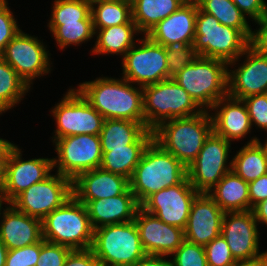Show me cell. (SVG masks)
I'll return each instance as SVG.
<instances>
[{
    "instance_id": "obj_26",
    "label": "cell",
    "mask_w": 267,
    "mask_h": 266,
    "mask_svg": "<svg viewBox=\"0 0 267 266\" xmlns=\"http://www.w3.org/2000/svg\"><path fill=\"white\" fill-rule=\"evenodd\" d=\"M99 137L102 148H127L129 144H149L153 131L145 123L105 119Z\"/></svg>"
},
{
    "instance_id": "obj_29",
    "label": "cell",
    "mask_w": 267,
    "mask_h": 266,
    "mask_svg": "<svg viewBox=\"0 0 267 266\" xmlns=\"http://www.w3.org/2000/svg\"><path fill=\"white\" fill-rule=\"evenodd\" d=\"M184 0H131L132 20L146 35L157 23L177 11Z\"/></svg>"
},
{
    "instance_id": "obj_32",
    "label": "cell",
    "mask_w": 267,
    "mask_h": 266,
    "mask_svg": "<svg viewBox=\"0 0 267 266\" xmlns=\"http://www.w3.org/2000/svg\"><path fill=\"white\" fill-rule=\"evenodd\" d=\"M91 16L94 30L122 24H135L132 20L131 0L91 2Z\"/></svg>"
},
{
    "instance_id": "obj_11",
    "label": "cell",
    "mask_w": 267,
    "mask_h": 266,
    "mask_svg": "<svg viewBox=\"0 0 267 266\" xmlns=\"http://www.w3.org/2000/svg\"><path fill=\"white\" fill-rule=\"evenodd\" d=\"M54 143L58 159L53 158V167H58L57 173L72 181L80 173L100 167L103 153L99 135L66 136Z\"/></svg>"
},
{
    "instance_id": "obj_46",
    "label": "cell",
    "mask_w": 267,
    "mask_h": 266,
    "mask_svg": "<svg viewBox=\"0 0 267 266\" xmlns=\"http://www.w3.org/2000/svg\"><path fill=\"white\" fill-rule=\"evenodd\" d=\"M244 15H248L254 21L267 9L264 0H232Z\"/></svg>"
},
{
    "instance_id": "obj_43",
    "label": "cell",
    "mask_w": 267,
    "mask_h": 266,
    "mask_svg": "<svg viewBox=\"0 0 267 266\" xmlns=\"http://www.w3.org/2000/svg\"><path fill=\"white\" fill-rule=\"evenodd\" d=\"M63 266H101L91 248L71 250Z\"/></svg>"
},
{
    "instance_id": "obj_5",
    "label": "cell",
    "mask_w": 267,
    "mask_h": 266,
    "mask_svg": "<svg viewBox=\"0 0 267 266\" xmlns=\"http://www.w3.org/2000/svg\"><path fill=\"white\" fill-rule=\"evenodd\" d=\"M227 67L228 63L223 60L198 56L174 79L202 109L211 110L216 102L228 95Z\"/></svg>"
},
{
    "instance_id": "obj_41",
    "label": "cell",
    "mask_w": 267,
    "mask_h": 266,
    "mask_svg": "<svg viewBox=\"0 0 267 266\" xmlns=\"http://www.w3.org/2000/svg\"><path fill=\"white\" fill-rule=\"evenodd\" d=\"M6 0H0V55L3 53L6 45L20 31L13 13L7 6Z\"/></svg>"
},
{
    "instance_id": "obj_13",
    "label": "cell",
    "mask_w": 267,
    "mask_h": 266,
    "mask_svg": "<svg viewBox=\"0 0 267 266\" xmlns=\"http://www.w3.org/2000/svg\"><path fill=\"white\" fill-rule=\"evenodd\" d=\"M72 195V180L56 173L31 185L11 204L18 211L42 220L53 210L61 207Z\"/></svg>"
},
{
    "instance_id": "obj_22",
    "label": "cell",
    "mask_w": 267,
    "mask_h": 266,
    "mask_svg": "<svg viewBox=\"0 0 267 266\" xmlns=\"http://www.w3.org/2000/svg\"><path fill=\"white\" fill-rule=\"evenodd\" d=\"M129 188V180L101 167L80 173L72 181L73 196L81 203L114 197Z\"/></svg>"
},
{
    "instance_id": "obj_44",
    "label": "cell",
    "mask_w": 267,
    "mask_h": 266,
    "mask_svg": "<svg viewBox=\"0 0 267 266\" xmlns=\"http://www.w3.org/2000/svg\"><path fill=\"white\" fill-rule=\"evenodd\" d=\"M255 22L260 27L257 32L252 31L250 46L258 52L267 54V9Z\"/></svg>"
},
{
    "instance_id": "obj_3",
    "label": "cell",
    "mask_w": 267,
    "mask_h": 266,
    "mask_svg": "<svg viewBox=\"0 0 267 266\" xmlns=\"http://www.w3.org/2000/svg\"><path fill=\"white\" fill-rule=\"evenodd\" d=\"M212 119L208 110L161 123L153 130V140L186 167L195 160L211 134Z\"/></svg>"
},
{
    "instance_id": "obj_33",
    "label": "cell",
    "mask_w": 267,
    "mask_h": 266,
    "mask_svg": "<svg viewBox=\"0 0 267 266\" xmlns=\"http://www.w3.org/2000/svg\"><path fill=\"white\" fill-rule=\"evenodd\" d=\"M197 4L203 12L213 15L223 25L238 29L250 41L252 30L232 0H199Z\"/></svg>"
},
{
    "instance_id": "obj_27",
    "label": "cell",
    "mask_w": 267,
    "mask_h": 266,
    "mask_svg": "<svg viewBox=\"0 0 267 266\" xmlns=\"http://www.w3.org/2000/svg\"><path fill=\"white\" fill-rule=\"evenodd\" d=\"M207 194L224 212L250 211L248 183L232 170L226 173Z\"/></svg>"
},
{
    "instance_id": "obj_8",
    "label": "cell",
    "mask_w": 267,
    "mask_h": 266,
    "mask_svg": "<svg viewBox=\"0 0 267 266\" xmlns=\"http://www.w3.org/2000/svg\"><path fill=\"white\" fill-rule=\"evenodd\" d=\"M91 249L101 266H133L147 255L134 220L94 229Z\"/></svg>"
},
{
    "instance_id": "obj_7",
    "label": "cell",
    "mask_w": 267,
    "mask_h": 266,
    "mask_svg": "<svg viewBox=\"0 0 267 266\" xmlns=\"http://www.w3.org/2000/svg\"><path fill=\"white\" fill-rule=\"evenodd\" d=\"M249 45L250 41L238 29L221 24L198 7L193 42L198 56L220 59L232 66Z\"/></svg>"
},
{
    "instance_id": "obj_17",
    "label": "cell",
    "mask_w": 267,
    "mask_h": 266,
    "mask_svg": "<svg viewBox=\"0 0 267 266\" xmlns=\"http://www.w3.org/2000/svg\"><path fill=\"white\" fill-rule=\"evenodd\" d=\"M257 229V221L252 210L225 212L221 235L226 240L230 252L237 262L252 259L262 254L259 253Z\"/></svg>"
},
{
    "instance_id": "obj_18",
    "label": "cell",
    "mask_w": 267,
    "mask_h": 266,
    "mask_svg": "<svg viewBox=\"0 0 267 266\" xmlns=\"http://www.w3.org/2000/svg\"><path fill=\"white\" fill-rule=\"evenodd\" d=\"M139 237L147 255H172L184 239V229L164 223L141 207L135 219Z\"/></svg>"
},
{
    "instance_id": "obj_37",
    "label": "cell",
    "mask_w": 267,
    "mask_h": 266,
    "mask_svg": "<svg viewBox=\"0 0 267 266\" xmlns=\"http://www.w3.org/2000/svg\"><path fill=\"white\" fill-rule=\"evenodd\" d=\"M168 79L174 78L183 68L191 64L198 54L191 45H169L165 47Z\"/></svg>"
},
{
    "instance_id": "obj_9",
    "label": "cell",
    "mask_w": 267,
    "mask_h": 266,
    "mask_svg": "<svg viewBox=\"0 0 267 266\" xmlns=\"http://www.w3.org/2000/svg\"><path fill=\"white\" fill-rule=\"evenodd\" d=\"M51 112L57 124L53 142L79 134L99 135L105 120L78 89H69Z\"/></svg>"
},
{
    "instance_id": "obj_20",
    "label": "cell",
    "mask_w": 267,
    "mask_h": 266,
    "mask_svg": "<svg viewBox=\"0 0 267 266\" xmlns=\"http://www.w3.org/2000/svg\"><path fill=\"white\" fill-rule=\"evenodd\" d=\"M242 55H247L246 62L234 71H228V95L242 100L267 93V54L249 45Z\"/></svg>"
},
{
    "instance_id": "obj_50",
    "label": "cell",
    "mask_w": 267,
    "mask_h": 266,
    "mask_svg": "<svg viewBox=\"0 0 267 266\" xmlns=\"http://www.w3.org/2000/svg\"><path fill=\"white\" fill-rule=\"evenodd\" d=\"M252 211L257 223L260 222L267 225V200L259 202Z\"/></svg>"
},
{
    "instance_id": "obj_47",
    "label": "cell",
    "mask_w": 267,
    "mask_h": 266,
    "mask_svg": "<svg viewBox=\"0 0 267 266\" xmlns=\"http://www.w3.org/2000/svg\"><path fill=\"white\" fill-rule=\"evenodd\" d=\"M41 240L35 244L22 247L23 266H36L40 255Z\"/></svg>"
},
{
    "instance_id": "obj_39",
    "label": "cell",
    "mask_w": 267,
    "mask_h": 266,
    "mask_svg": "<svg viewBox=\"0 0 267 266\" xmlns=\"http://www.w3.org/2000/svg\"><path fill=\"white\" fill-rule=\"evenodd\" d=\"M208 266H236L237 261L232 256L226 240L219 235L205 247Z\"/></svg>"
},
{
    "instance_id": "obj_55",
    "label": "cell",
    "mask_w": 267,
    "mask_h": 266,
    "mask_svg": "<svg viewBox=\"0 0 267 266\" xmlns=\"http://www.w3.org/2000/svg\"><path fill=\"white\" fill-rule=\"evenodd\" d=\"M3 201L6 202V200L4 198L2 187L0 186V213H1V210L3 208L2 207ZM0 216H1V214H0Z\"/></svg>"
},
{
    "instance_id": "obj_10",
    "label": "cell",
    "mask_w": 267,
    "mask_h": 266,
    "mask_svg": "<svg viewBox=\"0 0 267 266\" xmlns=\"http://www.w3.org/2000/svg\"><path fill=\"white\" fill-rule=\"evenodd\" d=\"M231 142L213 131L206 138L202 149L195 160L187 167V178L198 193H208L231 171L226 165Z\"/></svg>"
},
{
    "instance_id": "obj_2",
    "label": "cell",
    "mask_w": 267,
    "mask_h": 266,
    "mask_svg": "<svg viewBox=\"0 0 267 266\" xmlns=\"http://www.w3.org/2000/svg\"><path fill=\"white\" fill-rule=\"evenodd\" d=\"M187 167L152 140L129 180V188L141 205L150 195L181 183Z\"/></svg>"
},
{
    "instance_id": "obj_38",
    "label": "cell",
    "mask_w": 267,
    "mask_h": 266,
    "mask_svg": "<svg viewBox=\"0 0 267 266\" xmlns=\"http://www.w3.org/2000/svg\"><path fill=\"white\" fill-rule=\"evenodd\" d=\"M171 266H208L203 246L184 240L173 253Z\"/></svg>"
},
{
    "instance_id": "obj_35",
    "label": "cell",
    "mask_w": 267,
    "mask_h": 266,
    "mask_svg": "<svg viewBox=\"0 0 267 266\" xmlns=\"http://www.w3.org/2000/svg\"><path fill=\"white\" fill-rule=\"evenodd\" d=\"M52 8L48 23L51 32L62 25V22L92 20L91 2L88 0H55Z\"/></svg>"
},
{
    "instance_id": "obj_6",
    "label": "cell",
    "mask_w": 267,
    "mask_h": 266,
    "mask_svg": "<svg viewBox=\"0 0 267 266\" xmlns=\"http://www.w3.org/2000/svg\"><path fill=\"white\" fill-rule=\"evenodd\" d=\"M142 88L143 114L149 130L153 131L167 120L189 117L204 111L174 78Z\"/></svg>"
},
{
    "instance_id": "obj_1",
    "label": "cell",
    "mask_w": 267,
    "mask_h": 266,
    "mask_svg": "<svg viewBox=\"0 0 267 266\" xmlns=\"http://www.w3.org/2000/svg\"><path fill=\"white\" fill-rule=\"evenodd\" d=\"M123 79L108 77L81 83L77 88L105 119L145 123L143 88Z\"/></svg>"
},
{
    "instance_id": "obj_14",
    "label": "cell",
    "mask_w": 267,
    "mask_h": 266,
    "mask_svg": "<svg viewBox=\"0 0 267 266\" xmlns=\"http://www.w3.org/2000/svg\"><path fill=\"white\" fill-rule=\"evenodd\" d=\"M40 40L20 30L6 45L0 57L6 61L28 84L50 72V59L46 47ZM45 47V48H44Z\"/></svg>"
},
{
    "instance_id": "obj_24",
    "label": "cell",
    "mask_w": 267,
    "mask_h": 266,
    "mask_svg": "<svg viewBox=\"0 0 267 266\" xmlns=\"http://www.w3.org/2000/svg\"><path fill=\"white\" fill-rule=\"evenodd\" d=\"M85 206L93 229L131 222L141 207L130 188L114 197L91 200Z\"/></svg>"
},
{
    "instance_id": "obj_31",
    "label": "cell",
    "mask_w": 267,
    "mask_h": 266,
    "mask_svg": "<svg viewBox=\"0 0 267 266\" xmlns=\"http://www.w3.org/2000/svg\"><path fill=\"white\" fill-rule=\"evenodd\" d=\"M149 144H129L127 148H102L100 167L130 180L145 148Z\"/></svg>"
},
{
    "instance_id": "obj_40",
    "label": "cell",
    "mask_w": 267,
    "mask_h": 266,
    "mask_svg": "<svg viewBox=\"0 0 267 266\" xmlns=\"http://www.w3.org/2000/svg\"><path fill=\"white\" fill-rule=\"evenodd\" d=\"M72 249L59 244H53L41 239L40 255L36 266H63L66 257Z\"/></svg>"
},
{
    "instance_id": "obj_58",
    "label": "cell",
    "mask_w": 267,
    "mask_h": 266,
    "mask_svg": "<svg viewBox=\"0 0 267 266\" xmlns=\"http://www.w3.org/2000/svg\"><path fill=\"white\" fill-rule=\"evenodd\" d=\"M263 146L265 147V149L267 151V140H266V142H265V144Z\"/></svg>"
},
{
    "instance_id": "obj_48",
    "label": "cell",
    "mask_w": 267,
    "mask_h": 266,
    "mask_svg": "<svg viewBox=\"0 0 267 266\" xmlns=\"http://www.w3.org/2000/svg\"><path fill=\"white\" fill-rule=\"evenodd\" d=\"M163 257L165 258L166 256L146 255L133 266H171V261H168Z\"/></svg>"
},
{
    "instance_id": "obj_21",
    "label": "cell",
    "mask_w": 267,
    "mask_h": 266,
    "mask_svg": "<svg viewBox=\"0 0 267 266\" xmlns=\"http://www.w3.org/2000/svg\"><path fill=\"white\" fill-rule=\"evenodd\" d=\"M197 10V3H184L177 11L157 23L146 36L164 47L193 44Z\"/></svg>"
},
{
    "instance_id": "obj_30",
    "label": "cell",
    "mask_w": 267,
    "mask_h": 266,
    "mask_svg": "<svg viewBox=\"0 0 267 266\" xmlns=\"http://www.w3.org/2000/svg\"><path fill=\"white\" fill-rule=\"evenodd\" d=\"M99 31V32H98ZM97 35L94 54H120L124 56L126 52L135 45L134 33H140L136 24H122L104 29L94 30Z\"/></svg>"
},
{
    "instance_id": "obj_15",
    "label": "cell",
    "mask_w": 267,
    "mask_h": 266,
    "mask_svg": "<svg viewBox=\"0 0 267 266\" xmlns=\"http://www.w3.org/2000/svg\"><path fill=\"white\" fill-rule=\"evenodd\" d=\"M198 194L186 177L181 183L150 195L141 208L164 223L185 229L191 204Z\"/></svg>"
},
{
    "instance_id": "obj_51",
    "label": "cell",
    "mask_w": 267,
    "mask_h": 266,
    "mask_svg": "<svg viewBox=\"0 0 267 266\" xmlns=\"http://www.w3.org/2000/svg\"><path fill=\"white\" fill-rule=\"evenodd\" d=\"M236 266H267V251L258 257L238 261Z\"/></svg>"
},
{
    "instance_id": "obj_28",
    "label": "cell",
    "mask_w": 267,
    "mask_h": 266,
    "mask_svg": "<svg viewBox=\"0 0 267 266\" xmlns=\"http://www.w3.org/2000/svg\"><path fill=\"white\" fill-rule=\"evenodd\" d=\"M231 170L247 183L267 174V151L256 137L233 157Z\"/></svg>"
},
{
    "instance_id": "obj_19",
    "label": "cell",
    "mask_w": 267,
    "mask_h": 266,
    "mask_svg": "<svg viewBox=\"0 0 267 266\" xmlns=\"http://www.w3.org/2000/svg\"><path fill=\"white\" fill-rule=\"evenodd\" d=\"M224 214L207 193H199L191 204L184 239L205 247L221 235Z\"/></svg>"
},
{
    "instance_id": "obj_49",
    "label": "cell",
    "mask_w": 267,
    "mask_h": 266,
    "mask_svg": "<svg viewBox=\"0 0 267 266\" xmlns=\"http://www.w3.org/2000/svg\"><path fill=\"white\" fill-rule=\"evenodd\" d=\"M5 266H23L22 248L8 250Z\"/></svg>"
},
{
    "instance_id": "obj_42",
    "label": "cell",
    "mask_w": 267,
    "mask_h": 266,
    "mask_svg": "<svg viewBox=\"0 0 267 266\" xmlns=\"http://www.w3.org/2000/svg\"><path fill=\"white\" fill-rule=\"evenodd\" d=\"M242 100L248 109L251 126L255 123L267 131V93L250 95Z\"/></svg>"
},
{
    "instance_id": "obj_57",
    "label": "cell",
    "mask_w": 267,
    "mask_h": 266,
    "mask_svg": "<svg viewBox=\"0 0 267 266\" xmlns=\"http://www.w3.org/2000/svg\"><path fill=\"white\" fill-rule=\"evenodd\" d=\"M6 110H4L1 106H0V114H2L3 112H5Z\"/></svg>"
},
{
    "instance_id": "obj_23",
    "label": "cell",
    "mask_w": 267,
    "mask_h": 266,
    "mask_svg": "<svg viewBox=\"0 0 267 266\" xmlns=\"http://www.w3.org/2000/svg\"><path fill=\"white\" fill-rule=\"evenodd\" d=\"M0 240L8 250L35 244L42 239V220L18 211L11 203L3 209Z\"/></svg>"
},
{
    "instance_id": "obj_45",
    "label": "cell",
    "mask_w": 267,
    "mask_h": 266,
    "mask_svg": "<svg viewBox=\"0 0 267 266\" xmlns=\"http://www.w3.org/2000/svg\"><path fill=\"white\" fill-rule=\"evenodd\" d=\"M248 192L250 198V210H252L259 202L267 200V174L248 183Z\"/></svg>"
},
{
    "instance_id": "obj_34",
    "label": "cell",
    "mask_w": 267,
    "mask_h": 266,
    "mask_svg": "<svg viewBox=\"0 0 267 266\" xmlns=\"http://www.w3.org/2000/svg\"><path fill=\"white\" fill-rule=\"evenodd\" d=\"M28 84L0 57V106L11 109L29 90Z\"/></svg>"
},
{
    "instance_id": "obj_25",
    "label": "cell",
    "mask_w": 267,
    "mask_h": 266,
    "mask_svg": "<svg viewBox=\"0 0 267 266\" xmlns=\"http://www.w3.org/2000/svg\"><path fill=\"white\" fill-rule=\"evenodd\" d=\"M211 109H217L211 115L213 132L230 142L244 138L252 129L248 109L241 99L226 95Z\"/></svg>"
},
{
    "instance_id": "obj_12",
    "label": "cell",
    "mask_w": 267,
    "mask_h": 266,
    "mask_svg": "<svg viewBox=\"0 0 267 266\" xmlns=\"http://www.w3.org/2000/svg\"><path fill=\"white\" fill-rule=\"evenodd\" d=\"M139 43V48L132 46L122 57V78L141 87L168 79L165 47L146 35Z\"/></svg>"
},
{
    "instance_id": "obj_54",
    "label": "cell",
    "mask_w": 267,
    "mask_h": 266,
    "mask_svg": "<svg viewBox=\"0 0 267 266\" xmlns=\"http://www.w3.org/2000/svg\"><path fill=\"white\" fill-rule=\"evenodd\" d=\"M7 252L8 249L6 248L5 244L0 240V266H5Z\"/></svg>"
},
{
    "instance_id": "obj_56",
    "label": "cell",
    "mask_w": 267,
    "mask_h": 266,
    "mask_svg": "<svg viewBox=\"0 0 267 266\" xmlns=\"http://www.w3.org/2000/svg\"><path fill=\"white\" fill-rule=\"evenodd\" d=\"M186 3H197L199 0H184Z\"/></svg>"
},
{
    "instance_id": "obj_4",
    "label": "cell",
    "mask_w": 267,
    "mask_h": 266,
    "mask_svg": "<svg viewBox=\"0 0 267 266\" xmlns=\"http://www.w3.org/2000/svg\"><path fill=\"white\" fill-rule=\"evenodd\" d=\"M93 234L94 229L85 204L73 195L42 219V238L72 250L91 248Z\"/></svg>"
},
{
    "instance_id": "obj_53",
    "label": "cell",
    "mask_w": 267,
    "mask_h": 266,
    "mask_svg": "<svg viewBox=\"0 0 267 266\" xmlns=\"http://www.w3.org/2000/svg\"><path fill=\"white\" fill-rule=\"evenodd\" d=\"M8 156H0V186L3 187L5 181L6 161Z\"/></svg>"
},
{
    "instance_id": "obj_16",
    "label": "cell",
    "mask_w": 267,
    "mask_h": 266,
    "mask_svg": "<svg viewBox=\"0 0 267 266\" xmlns=\"http://www.w3.org/2000/svg\"><path fill=\"white\" fill-rule=\"evenodd\" d=\"M53 159L35 158L23 161L21 150L15 146L6 161L5 181L2 187L6 202L11 203L31 185L51 175Z\"/></svg>"
},
{
    "instance_id": "obj_52",
    "label": "cell",
    "mask_w": 267,
    "mask_h": 266,
    "mask_svg": "<svg viewBox=\"0 0 267 266\" xmlns=\"http://www.w3.org/2000/svg\"><path fill=\"white\" fill-rule=\"evenodd\" d=\"M16 145L9 142L8 140L0 138V156H9L11 150Z\"/></svg>"
},
{
    "instance_id": "obj_36",
    "label": "cell",
    "mask_w": 267,
    "mask_h": 266,
    "mask_svg": "<svg viewBox=\"0 0 267 266\" xmlns=\"http://www.w3.org/2000/svg\"><path fill=\"white\" fill-rule=\"evenodd\" d=\"M52 33L60 49L70 44H81L95 35L92 20L62 22Z\"/></svg>"
}]
</instances>
